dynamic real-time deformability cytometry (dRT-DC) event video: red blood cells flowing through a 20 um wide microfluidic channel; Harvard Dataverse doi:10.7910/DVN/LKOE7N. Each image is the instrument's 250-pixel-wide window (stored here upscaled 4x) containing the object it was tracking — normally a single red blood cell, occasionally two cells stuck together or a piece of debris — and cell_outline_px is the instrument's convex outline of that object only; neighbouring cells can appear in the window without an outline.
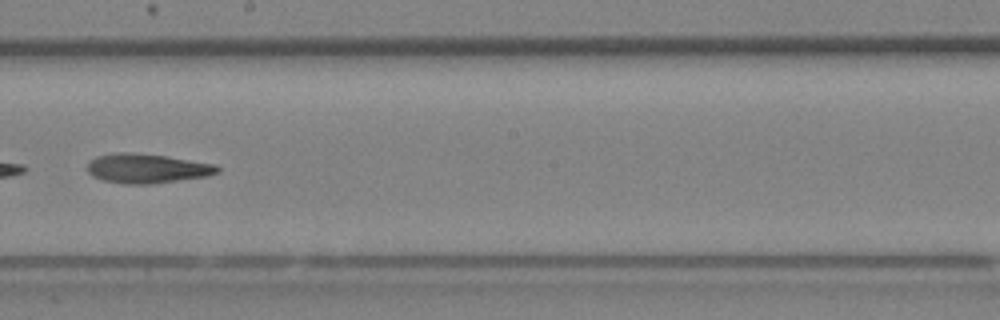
{"species": "Egyptian fruit bat (a non-hibernating species)", "species_latin": "Rousettus aegyptiacus", "temperature_condition": "room temperature", "stored_images_in_passage": 24, "camera_frame_rate_fps": 3000, "um_per_image_px": 0.085, "animal": {"sex": "female"}, "frame": {"image": 1, "passage_image": 11, "time_ms": 3.333, "image_size_px": [1000, 320], "cell_outline_px": [[220, 172], [208, 176], [152, 184], [124, 184], [104, 180], [92, 176], [88, 172], [88, 164], [96, 156], [116, 152], [132, 152], [168, 156], [216, 164], [220, 168]], "centroid_in_image_um": [12.53, 14.31], "position_along_channel_um": 235.7, "area_um2": 22.48}}